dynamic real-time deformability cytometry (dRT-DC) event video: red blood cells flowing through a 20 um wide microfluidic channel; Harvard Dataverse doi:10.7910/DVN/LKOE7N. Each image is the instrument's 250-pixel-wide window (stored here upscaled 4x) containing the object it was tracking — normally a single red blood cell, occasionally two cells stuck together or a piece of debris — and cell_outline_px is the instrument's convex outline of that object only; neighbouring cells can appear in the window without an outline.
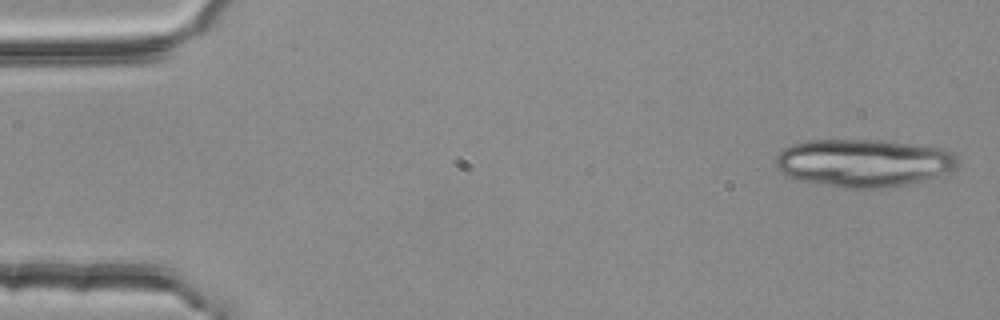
{"species": "common noctule bat (a hibernating species)", "species_latin": "Nyctalus noctula", "temperature_condition": "room temperature", "stored_images_in_passage": 4, "camera_frame_rate_fps": 3000, "um_per_image_px": 0.085, "animal": {"sex": "female", "body_mass_g": 25.1}, "frame": {"image": 1, "passage_image": 1, "time_ms": 0.0, "image_size_px": [1000, 320], "cell_outline_px": [[960, 164], [956, 168], [940, 176], [904, 184], [884, 188], [844, 188], [800, 180], [784, 176], [776, 168], [776, 156], [784, 148], [792, 144], [804, 140], [884, 140], [940, 148], [952, 152], [956, 156]], "centroid_in_image_um": [73.39, 13.84], "position_along_channel_um": 11.6, "area_um2": 50.92}}